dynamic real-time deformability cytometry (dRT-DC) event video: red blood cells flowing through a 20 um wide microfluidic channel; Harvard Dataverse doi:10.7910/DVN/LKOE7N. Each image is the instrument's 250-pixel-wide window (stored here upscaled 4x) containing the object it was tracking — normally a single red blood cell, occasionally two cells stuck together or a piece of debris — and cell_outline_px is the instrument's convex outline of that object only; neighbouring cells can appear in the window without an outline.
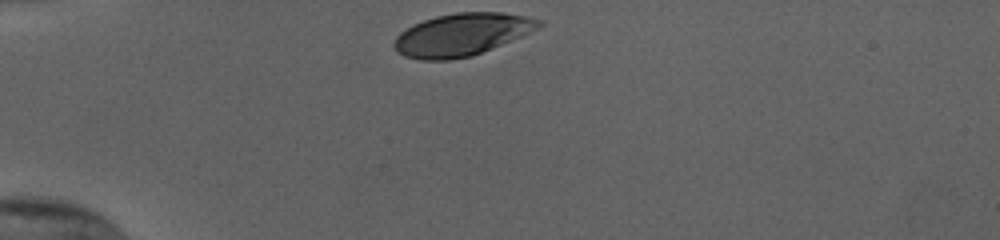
{"species": "human", "species_latin": "Homo sapiens", "temperature_condition": "cold", "stored_images_in_passage": 31, "camera_frame_rate_fps": 3000, "um_per_image_px": 0.085, "donor": {"sex": "female"}, "frame": {"image": 1, "passage_image": 1, "time_ms": 0.0, "image_size_px": [1000, 240], "cell_outline_px": [[544, 24], [520, 36], [472, 56], [448, 60], [420, 60], [404, 56], [396, 52], [392, 44], [396, 36], [400, 32], [412, 24], [436, 16], [456, 12], [500, 12], [528, 16], [544, 20]], "centroid_in_image_um": [39.2, 2.93], "position_along_channel_um": 45.8, "area_um2": 35.78}}
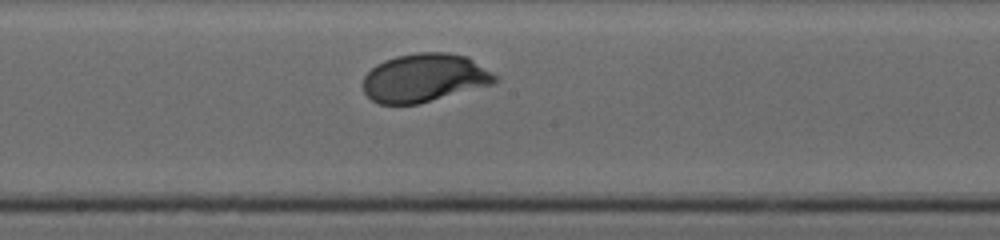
{"frame": {"image": 2, "passage_image": 17, "time_ms": 5.333, "image_size_px": [1000, 240], "cell_outline_px": [[500, 80], [492, 84], [420, 104], [380, 104], [372, 100], [364, 92], [364, 76], [376, 64], [384, 60], [396, 56], [416, 52], [448, 52], [468, 56], [496, 76]], "centroid_in_image_um": [36.07, 6.61], "position_along_channel_um": 212.1, "area_um2": 37.22}}
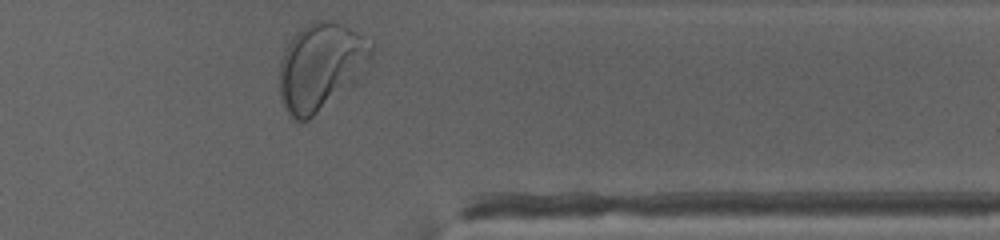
{"frame": {"image": 3, "passage_image": 31, "time_ms": 10.0, "image_size_px": [1000, 240], "cell_outline_px": [[372, 60], [364, 72], [352, 84], [308, 120], [300, 124], [292, 120], [288, 116], [280, 100], [280, 60], [288, 44], [296, 32], [300, 28], [316, 20], [320, 20], [340, 24], [364, 36], [372, 44]], "centroid_in_image_um": [27.24, 5.7], "position_along_channel_um": 384.2, "area_um2": 46.64}, "authors_computed_cell_mechanics": {"area_um2": 37.281, "velocity_mm_per_s": 3.7745, "shape_relaxation_time_tau1_ms": 1.8849, "shape_relaxation_time_tau2_ms": null, "deformation_change_tau1": 0.1303, "deformation_change_tau2": null}}